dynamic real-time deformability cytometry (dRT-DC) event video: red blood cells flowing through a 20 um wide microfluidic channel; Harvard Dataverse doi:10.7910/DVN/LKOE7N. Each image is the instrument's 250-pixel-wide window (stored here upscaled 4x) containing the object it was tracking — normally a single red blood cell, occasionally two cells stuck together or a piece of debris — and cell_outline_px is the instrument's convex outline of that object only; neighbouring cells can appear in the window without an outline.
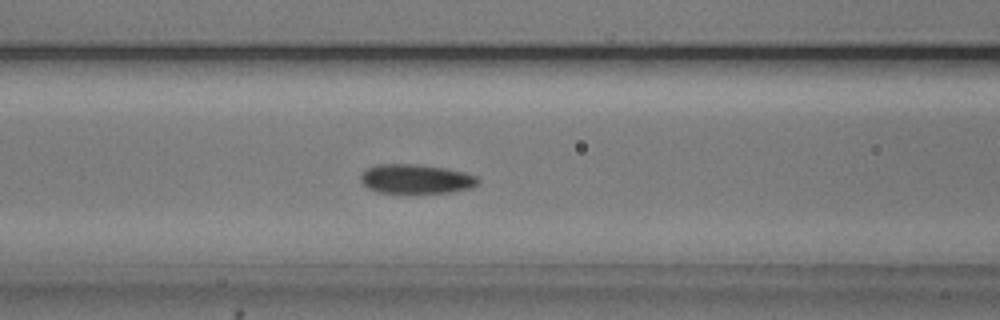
{"species": "common noctule bat (a hibernating species)", "species_latin": "Nyctalus noctula", "temperature_condition": "cold", "stored_images_in_passage": 54, "camera_frame_rate_fps": 3000, "um_per_image_px": 0.085, "animal": {"sex": "male", "body_mass_g": 20.5, "forearm_length_mm": 52.5}, "frame": {"image": 1, "passage_image": 22, "time_ms": 7.0, "image_size_px": [1000, 320], "cell_outline_px": [[480, 184], [472, 188], [452, 192], [376, 192], [368, 188], [360, 180], [360, 176], [368, 168], [376, 164], [416, 164], [444, 168], [464, 172], [476, 176], [480, 180]], "centroid_in_image_um": [35.39, 15.21], "position_along_channel_um": 131.2, "area_um2": 19.94}}
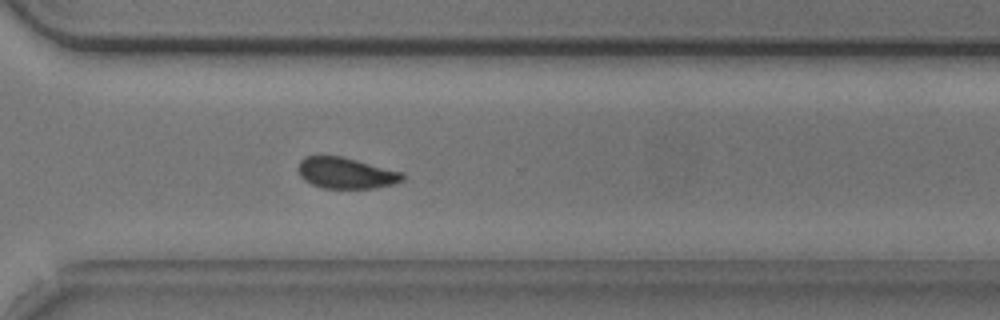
{"frame": {"image": 2, "passage_image": 39, "time_ms": 12.667, "image_size_px": [1000, 320], "cell_outline_px": [[404, 180], [392, 184], [376, 188], [324, 188], [312, 184], [304, 180], [300, 176], [300, 160], [304, 156], [340, 156], [404, 172]], "centroid_in_image_um": [29.44, 14.71], "position_along_channel_um": 341.2, "area_um2": 18.73}}
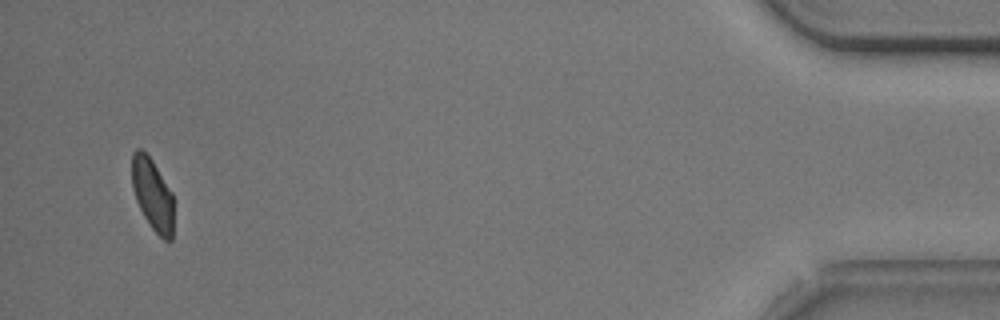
{"frame": {"image": 3, "passage_image": 52, "time_ms": 17.0, "image_size_px": [1000, 320], "cell_outline_px": [[172, 240], [164, 240], [152, 228], [144, 216], [136, 200], [132, 188], [132, 152], [136, 148], [140, 148], [152, 160], [172, 192]], "centroid_in_image_um": [12.94, 16.5], "position_along_channel_um": 422.3, "area_um2": 17.22}, "authors_computed_cell_mechanics": {"area_um2": 19.5942, "velocity_mm_per_s": 3.7126, "shape_relaxation_time_tau1_ms": 5.4363, "shape_relaxation_time_tau2_ms": 2.3375, "deformation_change_tau1": 0.1112, "deformation_change_tau2": 0.0654}}